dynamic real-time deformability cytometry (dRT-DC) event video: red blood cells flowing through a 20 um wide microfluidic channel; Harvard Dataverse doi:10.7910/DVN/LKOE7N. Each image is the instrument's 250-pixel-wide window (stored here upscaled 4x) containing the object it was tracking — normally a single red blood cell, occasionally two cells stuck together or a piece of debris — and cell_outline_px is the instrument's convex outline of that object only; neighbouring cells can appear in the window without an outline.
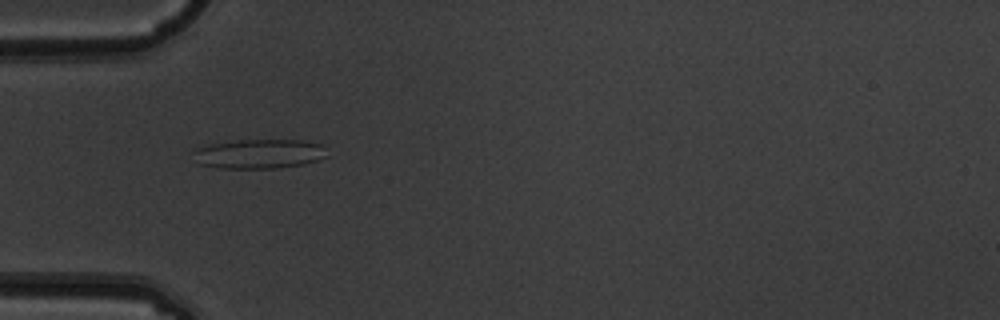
{"species": "common noctule bat (a hibernating species)", "species_latin": "Nyctalus noctula", "temperature_condition": "warm", "stored_images_in_passage": 4, "camera_frame_rate_fps": 3000, "um_per_image_px": 0.085, "animal": {"sex": "male", "body_mass_g": 19.5, "forearm_length_mm": 54.6}, "frame": {"image": 1, "passage_image": 3, "time_ms": 0.667, "image_size_px": [1000, 320], "cell_outline_px": [[328, 156], [304, 164], [276, 168], [220, 168], [196, 164], [192, 152], [192, 148], [208, 144], [236, 140], [304, 140], [324, 144]], "centroid_in_image_um": [21.98, 13.07], "position_along_channel_um": 63.0, "area_um2": 23.41}}